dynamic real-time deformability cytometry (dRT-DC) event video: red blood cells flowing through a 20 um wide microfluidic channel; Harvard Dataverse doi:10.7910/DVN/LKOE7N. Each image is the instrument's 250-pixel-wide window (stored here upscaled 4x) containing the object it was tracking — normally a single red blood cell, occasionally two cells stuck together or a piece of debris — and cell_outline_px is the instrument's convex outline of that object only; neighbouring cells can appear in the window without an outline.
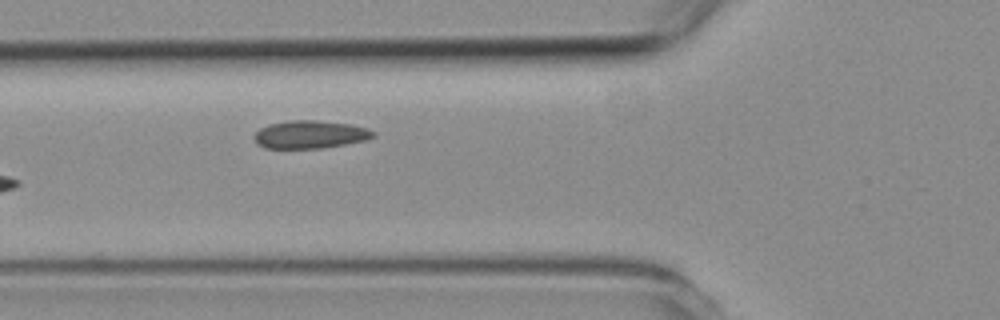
{"species": "common noctule bat (a hibernating species)", "species_latin": "Nyctalus noctula", "temperature_condition": "room temperature", "stored_images_in_passage": 4, "segment_of_instrument_passage": [1, 2], "camera_frame_rate_fps": 3000, "um_per_image_px": 0.085, "animal": {"sex": "female", "body_mass_g": 19.3, "forearm_length_mm": 54.1}, "frame": {"image": 1, "passage_image": 3, "time_ms": 3.0, "image_size_px": [1000, 320], "cell_outline_px": [[376, 136], [364, 140], [344, 144], [320, 148], [264, 148], [256, 144], [252, 136], [260, 128], [268, 124], [288, 120], [316, 120], [352, 124], [368, 128], [376, 132]], "centroid_in_image_um": [26.33, 11.42], "position_along_channel_um": 99.5, "area_um2": 19.54}}